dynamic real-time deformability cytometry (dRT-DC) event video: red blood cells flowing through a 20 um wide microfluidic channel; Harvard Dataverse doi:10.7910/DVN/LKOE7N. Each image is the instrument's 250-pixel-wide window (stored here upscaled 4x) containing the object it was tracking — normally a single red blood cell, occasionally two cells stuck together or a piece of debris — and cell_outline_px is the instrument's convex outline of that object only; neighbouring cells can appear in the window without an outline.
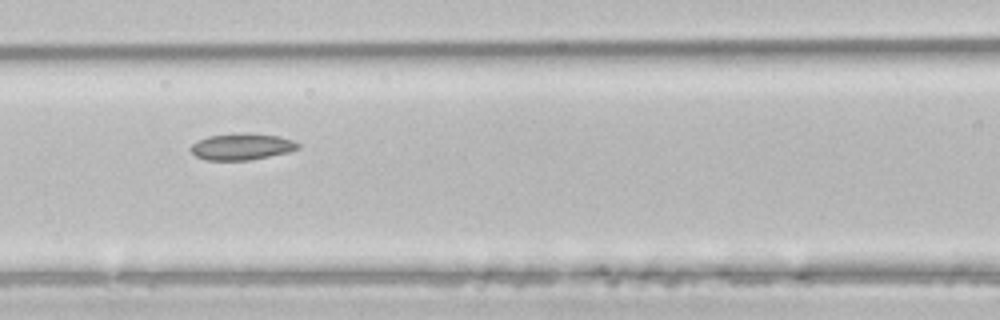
{"species": "common noctule bat (a hibernating species)", "species_latin": "Nyctalus noctula", "temperature_condition": "room temperature", "stored_images_in_passage": 6, "camera_frame_rate_fps": 3000, "um_per_image_px": 0.085, "animal": {"sex": "male", "body_mass_g": 21.5, "forearm_length_mm": 52.0}, "frame": {"image": 1, "passage_image": 5, "time_ms": 1.333, "image_size_px": [1000, 320], "cell_outline_px": [[300, 148], [288, 152], [248, 160], [204, 160], [196, 156], [188, 148], [192, 144], [208, 136], [248, 132], [280, 136], [292, 140], [300, 144]], "centroid_in_image_um": [20.55, 12.46], "position_along_channel_um": 146.0, "area_um2": 16.59}}
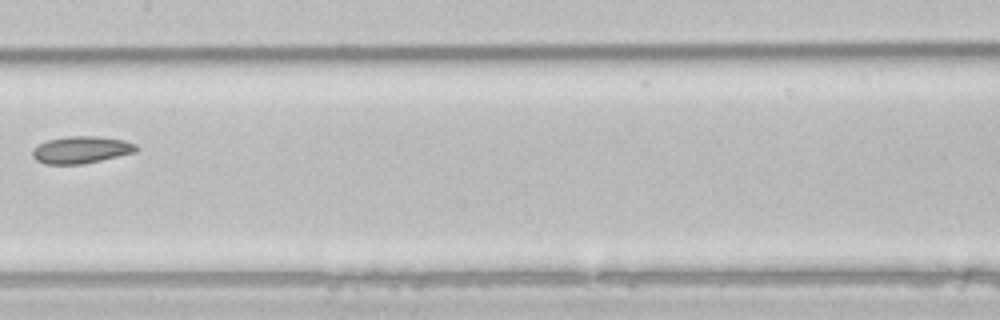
{"frame": {"image": 2, "passage_image": 6, "time_ms": 1.667, "image_size_px": [1000, 320], "cell_outline_px": [[140, 148], [136, 152], [84, 164], [44, 164], [36, 160], [32, 156], [32, 148], [48, 140], [68, 136], [96, 136], [124, 140], [136, 144]], "centroid_in_image_um": [6.91, 12.74], "position_along_channel_um": 200.5, "area_um2": 16.47}}